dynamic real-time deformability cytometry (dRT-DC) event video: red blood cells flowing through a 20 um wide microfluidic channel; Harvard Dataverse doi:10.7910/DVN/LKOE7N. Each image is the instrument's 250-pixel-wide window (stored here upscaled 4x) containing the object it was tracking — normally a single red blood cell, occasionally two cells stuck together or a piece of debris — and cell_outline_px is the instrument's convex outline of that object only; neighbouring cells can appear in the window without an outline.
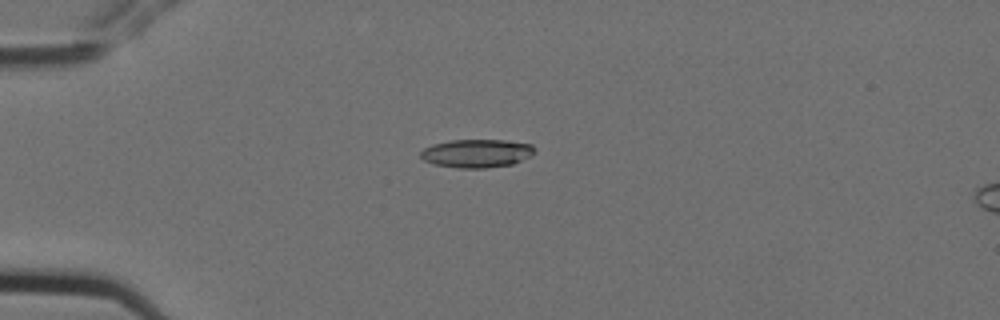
{"species": "Egyptian fruit bat (a non-hibernating species)", "species_latin": "Rousettus aegyptiacus", "temperature_condition": "cold", "stored_images_in_passage": 7, "camera_frame_rate_fps": 3000, "um_per_image_px": 0.085, "animal": {"sex": "female"}, "frame": {"image": 1, "passage_image": 4, "time_ms": 1.0, "image_size_px": [1000, 320], "cell_outline_px": [[536, 152], [532, 156], [512, 164], [484, 168], [456, 168], [432, 164], [424, 160], [420, 156], [420, 152], [424, 148], [432, 144], [452, 140], [504, 140], [532, 144]], "centroid_in_image_um": [40.52, 13.03], "position_along_channel_um": 44.5, "area_um2": 18.96}}
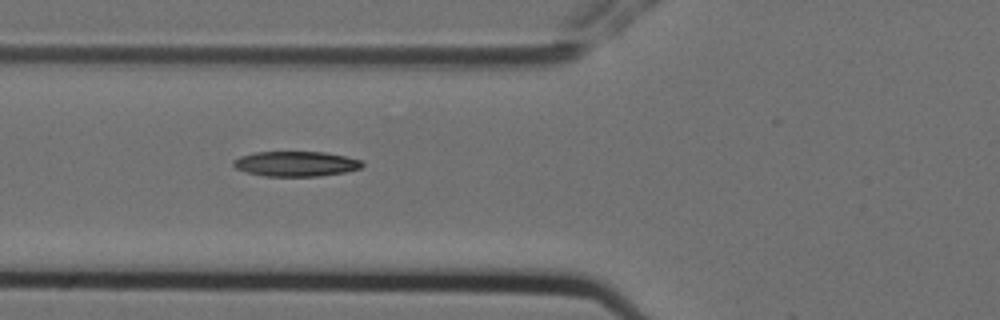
{"frame": {"image": 2, "passage_image": 6, "time_ms": 1.667, "image_size_px": [1000, 320], "cell_outline_px": [[364, 164], [360, 168], [344, 172], [320, 176], [264, 176], [244, 172], [236, 168], [232, 164], [232, 160], [240, 156], [252, 152], [324, 152], [344, 156], [360, 160]], "centroid_in_image_um": [25.09, 13.92], "position_along_channel_um": 100.7, "area_um2": 18.84}}
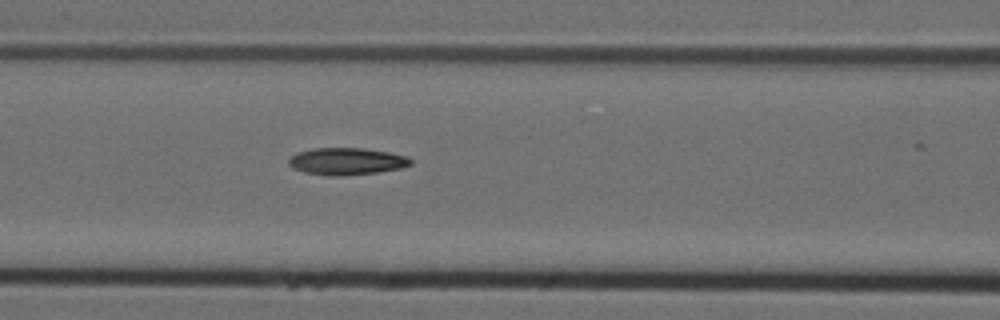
{"frame": {"image": 3, "passage_image": 7, "time_ms": 2.0, "image_size_px": [1000, 320], "cell_outline_px": [[412, 164], [400, 168], [376, 172], [340, 176], [328, 176], [304, 172], [292, 168], [288, 164], [288, 160], [296, 152], [312, 148], [364, 148], [388, 152], [408, 156], [412, 160]], "centroid_in_image_um": [29.44, 13.71], "position_along_channel_um": 137.2, "area_um2": 19.31}}